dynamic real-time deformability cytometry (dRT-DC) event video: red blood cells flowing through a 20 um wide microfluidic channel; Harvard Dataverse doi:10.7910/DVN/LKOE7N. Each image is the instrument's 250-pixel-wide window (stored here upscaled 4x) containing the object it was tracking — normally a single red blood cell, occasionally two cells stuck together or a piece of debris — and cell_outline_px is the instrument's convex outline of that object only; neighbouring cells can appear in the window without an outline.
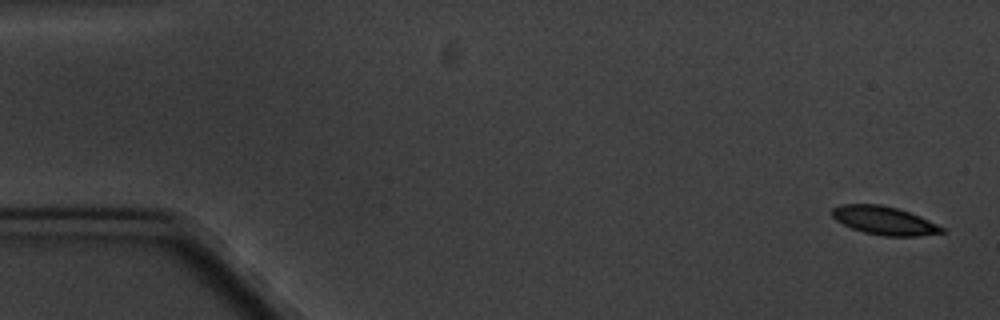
{"species": "common noctule bat (a hibernating species)", "species_latin": "Nyctalus noctula", "temperature_condition": "cold", "stored_images_in_passage": 8, "camera_frame_rate_fps": 3000, "um_per_image_px": 0.085, "animal": {"sex": "male", "body_mass_g": 20.1, "forearm_length_mm": 53.5}, "frame": {"image": 1, "passage_image": 1, "time_ms": 0.0, "image_size_px": [1000, 320], "cell_outline_px": [[944, 232], [916, 236], [884, 236], [864, 232], [852, 228], [836, 220], [832, 216], [832, 208], [840, 204], [880, 204], [896, 208], [920, 216], [944, 228]], "centroid_in_image_um": [75.13, 18.74], "position_along_channel_um": 9.9, "area_um2": 17.92}}
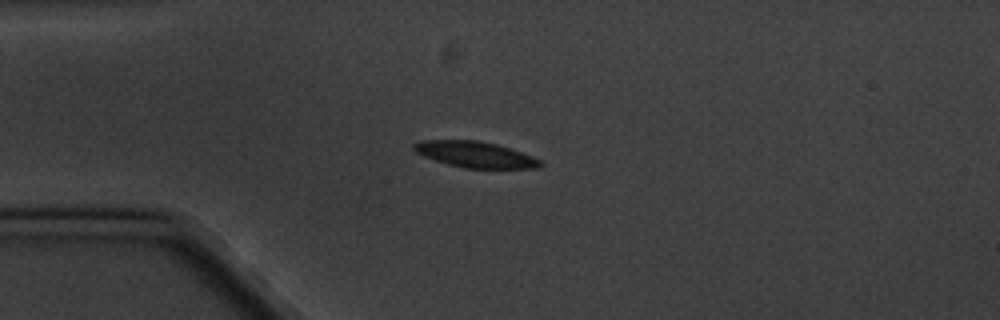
{"frame": {"image": 2, "passage_image": 4, "time_ms": 4.333, "image_size_px": [1000, 320], "cell_outline_px": [[544, 164], [536, 168], [464, 168], [448, 164], [424, 156], [416, 152], [412, 148], [412, 144], [420, 140], [476, 140], [496, 144], [532, 156], [540, 160]], "centroid_in_image_um": [40.36, 13.13], "position_along_channel_um": 44.6, "area_um2": 18.96}}